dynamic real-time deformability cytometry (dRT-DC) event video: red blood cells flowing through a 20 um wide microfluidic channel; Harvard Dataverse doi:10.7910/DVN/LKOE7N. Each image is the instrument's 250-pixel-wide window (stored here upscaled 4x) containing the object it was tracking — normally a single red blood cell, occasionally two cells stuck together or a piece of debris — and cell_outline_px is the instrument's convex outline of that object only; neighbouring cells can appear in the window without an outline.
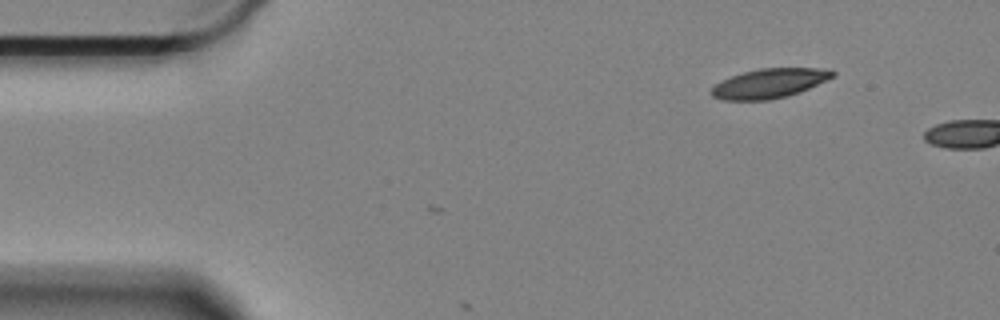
{"species": "Egyptian fruit bat (a non-hibernating species)", "species_latin": "Rousettus aegyptiacus", "temperature_condition": "cold", "stored_images_in_passage": 3, "camera_frame_rate_fps": 3000, "um_per_image_px": 0.085, "animal": {"sex": "female"}, "frame": {"image": 1, "passage_image": 3, "time_ms": 0.667, "image_size_px": [1000, 320], "cell_outline_px": [[836, 76], [808, 88], [784, 96], [768, 100], [724, 100], [712, 96], [708, 92], [720, 80], [744, 72], [760, 68], [832, 68], [836, 72]], "centroid_in_image_um": [65.4, 7.07], "position_along_channel_um": 19.6, "area_um2": 20.75}}